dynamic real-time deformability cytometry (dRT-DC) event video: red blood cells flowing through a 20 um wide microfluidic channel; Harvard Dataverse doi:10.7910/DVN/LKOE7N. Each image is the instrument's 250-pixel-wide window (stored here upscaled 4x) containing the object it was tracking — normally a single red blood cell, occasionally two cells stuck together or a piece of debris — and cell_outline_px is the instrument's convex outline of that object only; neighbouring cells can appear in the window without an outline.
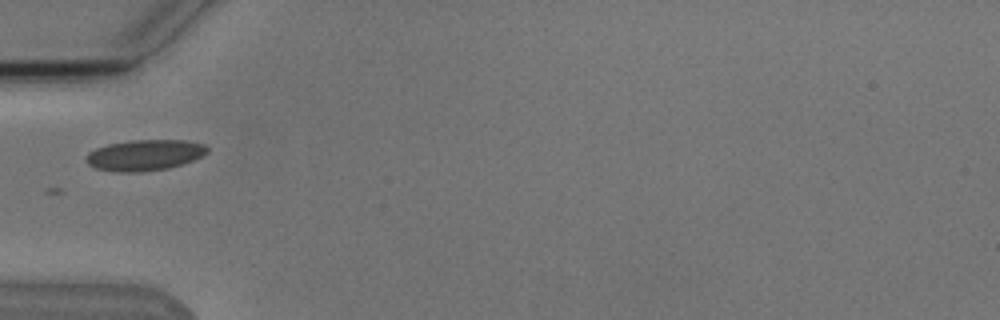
{"species": "Egyptian fruit bat (a non-hibernating species)", "species_latin": "Rousettus aegyptiacus", "temperature_condition": "cold", "stored_images_in_passage": 8, "camera_frame_rate_fps": 3000, "um_per_image_px": 0.085, "animal": {"sex": "male"}, "frame": {"image": 1, "passage_image": 5, "time_ms": 5.667, "image_size_px": [1000, 320], "cell_outline_px": [[208, 152], [204, 156], [184, 164], [168, 168], [140, 172], [120, 172], [96, 168], [88, 164], [88, 152], [96, 148], [108, 144], [132, 140], [184, 140], [204, 144], [208, 148]], "centroid_in_image_um": [12.35, 13.18], "position_along_channel_um": 72.6, "area_um2": 21.79}}
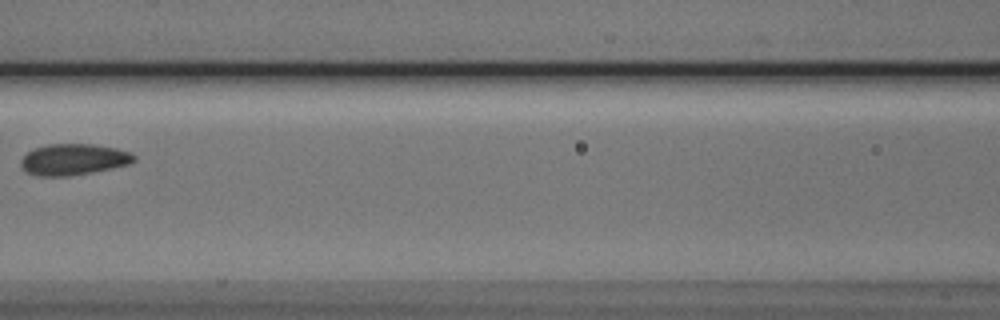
{"frame": {"image": 2, "passage_image": 7, "time_ms": 8.0, "image_size_px": [1000, 320], "cell_outline_px": [[136, 160], [128, 164], [112, 168], [68, 176], [36, 176], [24, 172], [20, 164], [20, 160], [28, 152], [36, 148], [48, 144], [92, 144], [116, 148], [128, 152], [136, 156]], "centroid_in_image_um": [6.21, 13.56], "position_along_channel_um": 160.4, "area_um2": 20.52}}
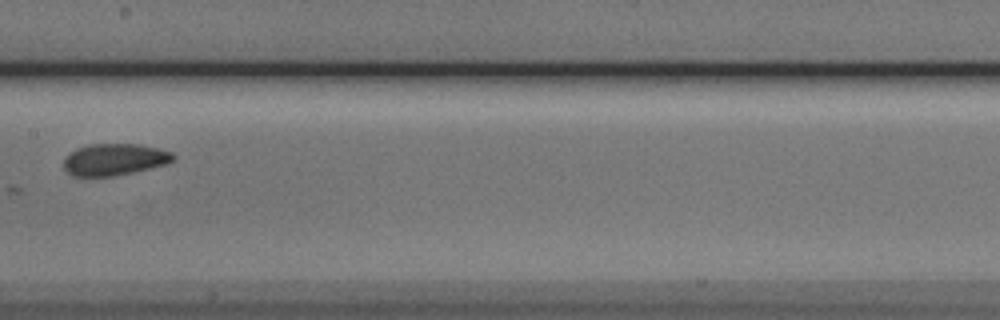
{"frame": {"image": 3, "passage_image": 8, "time_ms": 9.0, "image_size_px": [1000, 320], "cell_outline_px": [[176, 160], [164, 164], [132, 172], [112, 176], [72, 176], [64, 168], [64, 156], [68, 152], [76, 148], [88, 144], [140, 144], [160, 148], [172, 152], [176, 156]], "centroid_in_image_um": [9.71, 13.54], "position_along_channel_um": 197.7, "area_um2": 20.4}}